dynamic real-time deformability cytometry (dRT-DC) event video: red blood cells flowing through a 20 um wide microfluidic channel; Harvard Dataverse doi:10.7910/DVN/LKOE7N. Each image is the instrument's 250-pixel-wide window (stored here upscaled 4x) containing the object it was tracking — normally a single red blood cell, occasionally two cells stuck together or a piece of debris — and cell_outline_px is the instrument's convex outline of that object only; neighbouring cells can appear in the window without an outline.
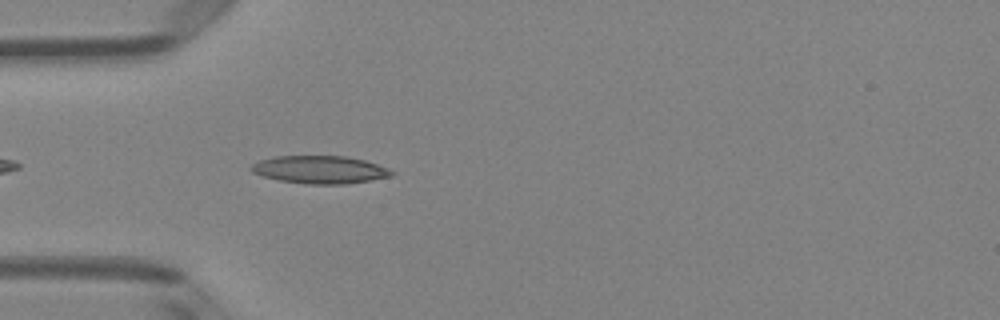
{"species": "Egyptian fruit bat (a non-hibernating species)", "species_latin": "Rousettus aegyptiacus", "temperature_condition": "room temperature", "stored_images_in_passage": 24, "camera_frame_rate_fps": 3000, "um_per_image_px": 0.085, "animal": {"sex": "female"}, "frame": {"image": 1, "passage_image": 3, "time_ms": 0.667, "image_size_px": [1000, 320], "cell_outline_px": [[396, 172], [392, 176], [344, 184], [308, 184], [280, 180], [264, 176], [252, 172], [248, 168], [252, 164], [260, 160], [276, 156], [344, 156], [364, 160], [388, 168]], "centroid_in_image_um": [27.18, 14.41], "position_along_channel_um": 57.8, "area_um2": 22.54}}
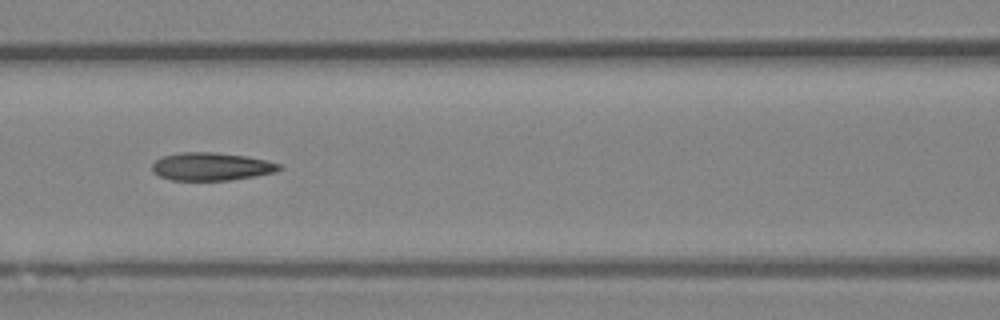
{"frame": {"image": 2, "passage_image": 10, "time_ms": 3.0, "image_size_px": [1000, 320], "cell_outline_px": [[284, 168], [276, 172], [256, 176], [228, 180], [172, 180], [160, 176], [152, 172], [152, 164], [156, 160], [164, 156], [180, 152], [212, 152], [244, 156], [264, 160], [280, 164]], "centroid_in_image_um": [17.96, 14.16], "position_along_channel_um": 148.6, "area_um2": 20.58}}
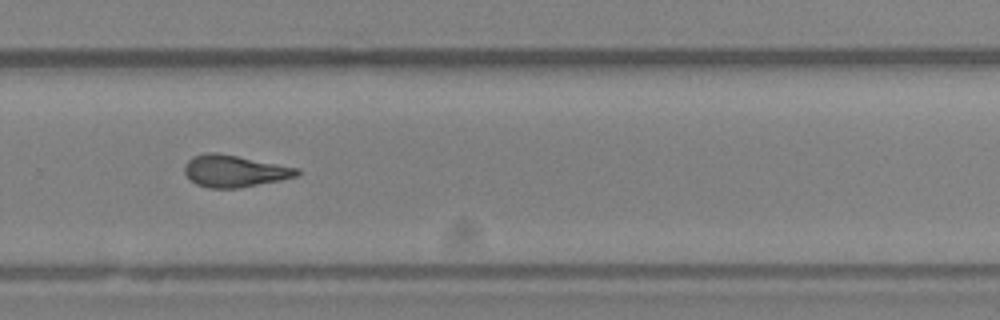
{"frame": {"image": 3, "passage_image": 22, "time_ms": 7.0, "image_size_px": [1000, 320], "cell_outline_px": [[300, 172], [296, 176], [280, 180], [236, 188], [208, 188], [196, 184], [184, 172], [184, 164], [192, 156], [208, 152], [216, 152], [300, 168]], "centroid_in_image_um": [19.9, 14.53], "position_along_channel_um": 309.9, "area_um2": 20.75}}